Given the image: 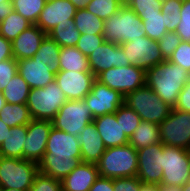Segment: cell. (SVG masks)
<instances>
[{
  "label": "cell",
  "instance_id": "obj_1",
  "mask_svg": "<svg viewBox=\"0 0 190 191\" xmlns=\"http://www.w3.org/2000/svg\"><path fill=\"white\" fill-rule=\"evenodd\" d=\"M81 150L78 137L52 127L43 158L39 161V172L62 180L80 163Z\"/></svg>",
  "mask_w": 190,
  "mask_h": 191
},
{
  "label": "cell",
  "instance_id": "obj_2",
  "mask_svg": "<svg viewBox=\"0 0 190 191\" xmlns=\"http://www.w3.org/2000/svg\"><path fill=\"white\" fill-rule=\"evenodd\" d=\"M190 80V74L181 66L164 60L146 71L145 84L162 101L174 108L178 95Z\"/></svg>",
  "mask_w": 190,
  "mask_h": 191
},
{
  "label": "cell",
  "instance_id": "obj_3",
  "mask_svg": "<svg viewBox=\"0 0 190 191\" xmlns=\"http://www.w3.org/2000/svg\"><path fill=\"white\" fill-rule=\"evenodd\" d=\"M99 175L104 178L137 176V150L128 144L106 148L97 163Z\"/></svg>",
  "mask_w": 190,
  "mask_h": 191
},
{
  "label": "cell",
  "instance_id": "obj_4",
  "mask_svg": "<svg viewBox=\"0 0 190 191\" xmlns=\"http://www.w3.org/2000/svg\"><path fill=\"white\" fill-rule=\"evenodd\" d=\"M103 36L106 42L122 44L146 36L141 18L127 5L104 20Z\"/></svg>",
  "mask_w": 190,
  "mask_h": 191
},
{
  "label": "cell",
  "instance_id": "obj_5",
  "mask_svg": "<svg viewBox=\"0 0 190 191\" xmlns=\"http://www.w3.org/2000/svg\"><path fill=\"white\" fill-rule=\"evenodd\" d=\"M124 103L141 118L155 124L162 123L170 114L172 107L146 84L124 97Z\"/></svg>",
  "mask_w": 190,
  "mask_h": 191
},
{
  "label": "cell",
  "instance_id": "obj_6",
  "mask_svg": "<svg viewBox=\"0 0 190 191\" xmlns=\"http://www.w3.org/2000/svg\"><path fill=\"white\" fill-rule=\"evenodd\" d=\"M66 101L68 98L54 81L44 88H32L26 104L32 119L52 121Z\"/></svg>",
  "mask_w": 190,
  "mask_h": 191
},
{
  "label": "cell",
  "instance_id": "obj_7",
  "mask_svg": "<svg viewBox=\"0 0 190 191\" xmlns=\"http://www.w3.org/2000/svg\"><path fill=\"white\" fill-rule=\"evenodd\" d=\"M38 173V163L34 161L0 156L1 188L29 191Z\"/></svg>",
  "mask_w": 190,
  "mask_h": 191
},
{
  "label": "cell",
  "instance_id": "obj_8",
  "mask_svg": "<svg viewBox=\"0 0 190 191\" xmlns=\"http://www.w3.org/2000/svg\"><path fill=\"white\" fill-rule=\"evenodd\" d=\"M161 185L184 186L190 177L189 150L164 145Z\"/></svg>",
  "mask_w": 190,
  "mask_h": 191
},
{
  "label": "cell",
  "instance_id": "obj_9",
  "mask_svg": "<svg viewBox=\"0 0 190 191\" xmlns=\"http://www.w3.org/2000/svg\"><path fill=\"white\" fill-rule=\"evenodd\" d=\"M93 115L84 100H68L52 120L55 129L78 136L93 121Z\"/></svg>",
  "mask_w": 190,
  "mask_h": 191
},
{
  "label": "cell",
  "instance_id": "obj_10",
  "mask_svg": "<svg viewBox=\"0 0 190 191\" xmlns=\"http://www.w3.org/2000/svg\"><path fill=\"white\" fill-rule=\"evenodd\" d=\"M146 72L135 65L111 67L101 72L96 80L124 97L145 85Z\"/></svg>",
  "mask_w": 190,
  "mask_h": 191
},
{
  "label": "cell",
  "instance_id": "obj_11",
  "mask_svg": "<svg viewBox=\"0 0 190 191\" xmlns=\"http://www.w3.org/2000/svg\"><path fill=\"white\" fill-rule=\"evenodd\" d=\"M164 145L190 149V113L172 108L169 116L159 124Z\"/></svg>",
  "mask_w": 190,
  "mask_h": 191
},
{
  "label": "cell",
  "instance_id": "obj_12",
  "mask_svg": "<svg viewBox=\"0 0 190 191\" xmlns=\"http://www.w3.org/2000/svg\"><path fill=\"white\" fill-rule=\"evenodd\" d=\"M130 65H135L145 72L155 65L163 62L158 41L152 40L147 36L139 37L134 41L120 44Z\"/></svg>",
  "mask_w": 190,
  "mask_h": 191
},
{
  "label": "cell",
  "instance_id": "obj_13",
  "mask_svg": "<svg viewBox=\"0 0 190 191\" xmlns=\"http://www.w3.org/2000/svg\"><path fill=\"white\" fill-rule=\"evenodd\" d=\"M164 144L158 143L137 150V177L142 183L161 185Z\"/></svg>",
  "mask_w": 190,
  "mask_h": 191
},
{
  "label": "cell",
  "instance_id": "obj_14",
  "mask_svg": "<svg viewBox=\"0 0 190 191\" xmlns=\"http://www.w3.org/2000/svg\"><path fill=\"white\" fill-rule=\"evenodd\" d=\"M83 100L87 103L93 118H96L105 114L115 113L124 103V96L95 80L91 91Z\"/></svg>",
  "mask_w": 190,
  "mask_h": 191
},
{
  "label": "cell",
  "instance_id": "obj_15",
  "mask_svg": "<svg viewBox=\"0 0 190 191\" xmlns=\"http://www.w3.org/2000/svg\"><path fill=\"white\" fill-rule=\"evenodd\" d=\"M52 121L32 119L27 124V135L23 145V159L36 163L43 158L52 129Z\"/></svg>",
  "mask_w": 190,
  "mask_h": 191
},
{
  "label": "cell",
  "instance_id": "obj_16",
  "mask_svg": "<svg viewBox=\"0 0 190 191\" xmlns=\"http://www.w3.org/2000/svg\"><path fill=\"white\" fill-rule=\"evenodd\" d=\"M96 77L91 71H64L55 75V82L65 93L68 100H83L91 91Z\"/></svg>",
  "mask_w": 190,
  "mask_h": 191
},
{
  "label": "cell",
  "instance_id": "obj_17",
  "mask_svg": "<svg viewBox=\"0 0 190 191\" xmlns=\"http://www.w3.org/2000/svg\"><path fill=\"white\" fill-rule=\"evenodd\" d=\"M91 72L97 77L111 67L130 65L122 47L117 43L104 42L88 57Z\"/></svg>",
  "mask_w": 190,
  "mask_h": 191
},
{
  "label": "cell",
  "instance_id": "obj_18",
  "mask_svg": "<svg viewBox=\"0 0 190 191\" xmlns=\"http://www.w3.org/2000/svg\"><path fill=\"white\" fill-rule=\"evenodd\" d=\"M76 10L69 0L46 2L35 25L45 33H48L58 24L72 22Z\"/></svg>",
  "mask_w": 190,
  "mask_h": 191
},
{
  "label": "cell",
  "instance_id": "obj_19",
  "mask_svg": "<svg viewBox=\"0 0 190 191\" xmlns=\"http://www.w3.org/2000/svg\"><path fill=\"white\" fill-rule=\"evenodd\" d=\"M17 64L18 73L31 89L44 88L47 84L55 81V74L42 61L28 58L17 60Z\"/></svg>",
  "mask_w": 190,
  "mask_h": 191
},
{
  "label": "cell",
  "instance_id": "obj_20",
  "mask_svg": "<svg viewBox=\"0 0 190 191\" xmlns=\"http://www.w3.org/2000/svg\"><path fill=\"white\" fill-rule=\"evenodd\" d=\"M99 177L97 164L81 162L61 180L62 191H89Z\"/></svg>",
  "mask_w": 190,
  "mask_h": 191
},
{
  "label": "cell",
  "instance_id": "obj_21",
  "mask_svg": "<svg viewBox=\"0 0 190 191\" xmlns=\"http://www.w3.org/2000/svg\"><path fill=\"white\" fill-rule=\"evenodd\" d=\"M47 36L37 25H32L23 31L12 43L15 60L32 58L38 51L42 41Z\"/></svg>",
  "mask_w": 190,
  "mask_h": 191
},
{
  "label": "cell",
  "instance_id": "obj_22",
  "mask_svg": "<svg viewBox=\"0 0 190 191\" xmlns=\"http://www.w3.org/2000/svg\"><path fill=\"white\" fill-rule=\"evenodd\" d=\"M94 125L106 148L128 144L129 138L117 122L115 113L105 114L93 119Z\"/></svg>",
  "mask_w": 190,
  "mask_h": 191
},
{
  "label": "cell",
  "instance_id": "obj_23",
  "mask_svg": "<svg viewBox=\"0 0 190 191\" xmlns=\"http://www.w3.org/2000/svg\"><path fill=\"white\" fill-rule=\"evenodd\" d=\"M77 137L80 144L82 162L97 164L106 147L97 132L94 122L92 121L85 126L83 132Z\"/></svg>",
  "mask_w": 190,
  "mask_h": 191
},
{
  "label": "cell",
  "instance_id": "obj_24",
  "mask_svg": "<svg viewBox=\"0 0 190 191\" xmlns=\"http://www.w3.org/2000/svg\"><path fill=\"white\" fill-rule=\"evenodd\" d=\"M27 135V125L14 126L0 145V156L23 159V145Z\"/></svg>",
  "mask_w": 190,
  "mask_h": 191
},
{
  "label": "cell",
  "instance_id": "obj_25",
  "mask_svg": "<svg viewBox=\"0 0 190 191\" xmlns=\"http://www.w3.org/2000/svg\"><path fill=\"white\" fill-rule=\"evenodd\" d=\"M128 143L136 150L161 143L159 125L141 120L139 126L129 137Z\"/></svg>",
  "mask_w": 190,
  "mask_h": 191
},
{
  "label": "cell",
  "instance_id": "obj_26",
  "mask_svg": "<svg viewBox=\"0 0 190 191\" xmlns=\"http://www.w3.org/2000/svg\"><path fill=\"white\" fill-rule=\"evenodd\" d=\"M59 67L64 71H91L88 57L83 55L76 47H61Z\"/></svg>",
  "mask_w": 190,
  "mask_h": 191
},
{
  "label": "cell",
  "instance_id": "obj_27",
  "mask_svg": "<svg viewBox=\"0 0 190 191\" xmlns=\"http://www.w3.org/2000/svg\"><path fill=\"white\" fill-rule=\"evenodd\" d=\"M60 49L61 47L47 35L32 58L46 63L49 69L56 75L60 71Z\"/></svg>",
  "mask_w": 190,
  "mask_h": 191
},
{
  "label": "cell",
  "instance_id": "obj_28",
  "mask_svg": "<svg viewBox=\"0 0 190 191\" xmlns=\"http://www.w3.org/2000/svg\"><path fill=\"white\" fill-rule=\"evenodd\" d=\"M73 21L81 34L103 35L104 20L86 9L76 10Z\"/></svg>",
  "mask_w": 190,
  "mask_h": 191
},
{
  "label": "cell",
  "instance_id": "obj_29",
  "mask_svg": "<svg viewBox=\"0 0 190 191\" xmlns=\"http://www.w3.org/2000/svg\"><path fill=\"white\" fill-rule=\"evenodd\" d=\"M31 88L19 73L5 86L2 91L6 103L10 104H26Z\"/></svg>",
  "mask_w": 190,
  "mask_h": 191
},
{
  "label": "cell",
  "instance_id": "obj_30",
  "mask_svg": "<svg viewBox=\"0 0 190 191\" xmlns=\"http://www.w3.org/2000/svg\"><path fill=\"white\" fill-rule=\"evenodd\" d=\"M0 119L10 128L19 125H27L32 121L27 104L5 103L0 111Z\"/></svg>",
  "mask_w": 190,
  "mask_h": 191
},
{
  "label": "cell",
  "instance_id": "obj_31",
  "mask_svg": "<svg viewBox=\"0 0 190 191\" xmlns=\"http://www.w3.org/2000/svg\"><path fill=\"white\" fill-rule=\"evenodd\" d=\"M32 25L33 24H31L26 18H23L13 10V12L0 22V35L6 40L12 42Z\"/></svg>",
  "mask_w": 190,
  "mask_h": 191
},
{
  "label": "cell",
  "instance_id": "obj_32",
  "mask_svg": "<svg viewBox=\"0 0 190 191\" xmlns=\"http://www.w3.org/2000/svg\"><path fill=\"white\" fill-rule=\"evenodd\" d=\"M47 35L60 47H75L81 33L76 29L74 21L58 24Z\"/></svg>",
  "mask_w": 190,
  "mask_h": 191
},
{
  "label": "cell",
  "instance_id": "obj_33",
  "mask_svg": "<svg viewBox=\"0 0 190 191\" xmlns=\"http://www.w3.org/2000/svg\"><path fill=\"white\" fill-rule=\"evenodd\" d=\"M14 11L35 25L42 12L45 0H11Z\"/></svg>",
  "mask_w": 190,
  "mask_h": 191
},
{
  "label": "cell",
  "instance_id": "obj_34",
  "mask_svg": "<svg viewBox=\"0 0 190 191\" xmlns=\"http://www.w3.org/2000/svg\"><path fill=\"white\" fill-rule=\"evenodd\" d=\"M142 20L143 29L146 36L152 40L158 41L168 31L165 27V20L162 12L159 14H151L139 16Z\"/></svg>",
  "mask_w": 190,
  "mask_h": 191
},
{
  "label": "cell",
  "instance_id": "obj_35",
  "mask_svg": "<svg viewBox=\"0 0 190 191\" xmlns=\"http://www.w3.org/2000/svg\"><path fill=\"white\" fill-rule=\"evenodd\" d=\"M183 0H163L161 12L165 20L167 31H176L181 21L180 10Z\"/></svg>",
  "mask_w": 190,
  "mask_h": 191
},
{
  "label": "cell",
  "instance_id": "obj_36",
  "mask_svg": "<svg viewBox=\"0 0 190 191\" xmlns=\"http://www.w3.org/2000/svg\"><path fill=\"white\" fill-rule=\"evenodd\" d=\"M117 122H120L122 130L129 138L141 122L140 116L125 103L115 112Z\"/></svg>",
  "mask_w": 190,
  "mask_h": 191
},
{
  "label": "cell",
  "instance_id": "obj_37",
  "mask_svg": "<svg viewBox=\"0 0 190 191\" xmlns=\"http://www.w3.org/2000/svg\"><path fill=\"white\" fill-rule=\"evenodd\" d=\"M122 7L118 0H91L86 10L102 20H107Z\"/></svg>",
  "mask_w": 190,
  "mask_h": 191
},
{
  "label": "cell",
  "instance_id": "obj_38",
  "mask_svg": "<svg viewBox=\"0 0 190 191\" xmlns=\"http://www.w3.org/2000/svg\"><path fill=\"white\" fill-rule=\"evenodd\" d=\"M163 0H130L127 4L138 16L159 14Z\"/></svg>",
  "mask_w": 190,
  "mask_h": 191
},
{
  "label": "cell",
  "instance_id": "obj_39",
  "mask_svg": "<svg viewBox=\"0 0 190 191\" xmlns=\"http://www.w3.org/2000/svg\"><path fill=\"white\" fill-rule=\"evenodd\" d=\"M105 42L103 35L81 34L76 48L85 56L89 57L100 45Z\"/></svg>",
  "mask_w": 190,
  "mask_h": 191
},
{
  "label": "cell",
  "instance_id": "obj_40",
  "mask_svg": "<svg viewBox=\"0 0 190 191\" xmlns=\"http://www.w3.org/2000/svg\"><path fill=\"white\" fill-rule=\"evenodd\" d=\"M29 191H62L61 180L39 172Z\"/></svg>",
  "mask_w": 190,
  "mask_h": 191
},
{
  "label": "cell",
  "instance_id": "obj_41",
  "mask_svg": "<svg viewBox=\"0 0 190 191\" xmlns=\"http://www.w3.org/2000/svg\"><path fill=\"white\" fill-rule=\"evenodd\" d=\"M180 17L176 33L181 41L190 42V0H183Z\"/></svg>",
  "mask_w": 190,
  "mask_h": 191
},
{
  "label": "cell",
  "instance_id": "obj_42",
  "mask_svg": "<svg viewBox=\"0 0 190 191\" xmlns=\"http://www.w3.org/2000/svg\"><path fill=\"white\" fill-rule=\"evenodd\" d=\"M181 42L176 31H168L159 40V48L165 60H168Z\"/></svg>",
  "mask_w": 190,
  "mask_h": 191
},
{
  "label": "cell",
  "instance_id": "obj_43",
  "mask_svg": "<svg viewBox=\"0 0 190 191\" xmlns=\"http://www.w3.org/2000/svg\"><path fill=\"white\" fill-rule=\"evenodd\" d=\"M168 60L181 66L190 74V42L181 41Z\"/></svg>",
  "mask_w": 190,
  "mask_h": 191
},
{
  "label": "cell",
  "instance_id": "obj_44",
  "mask_svg": "<svg viewBox=\"0 0 190 191\" xmlns=\"http://www.w3.org/2000/svg\"><path fill=\"white\" fill-rule=\"evenodd\" d=\"M18 73V64L17 60L14 58L6 59L4 61H0V92L5 89V86L9 83Z\"/></svg>",
  "mask_w": 190,
  "mask_h": 191
},
{
  "label": "cell",
  "instance_id": "obj_45",
  "mask_svg": "<svg viewBox=\"0 0 190 191\" xmlns=\"http://www.w3.org/2000/svg\"><path fill=\"white\" fill-rule=\"evenodd\" d=\"M141 183L137 176L113 178L114 191H139Z\"/></svg>",
  "mask_w": 190,
  "mask_h": 191
},
{
  "label": "cell",
  "instance_id": "obj_46",
  "mask_svg": "<svg viewBox=\"0 0 190 191\" xmlns=\"http://www.w3.org/2000/svg\"><path fill=\"white\" fill-rule=\"evenodd\" d=\"M174 109L190 113V80L179 93Z\"/></svg>",
  "mask_w": 190,
  "mask_h": 191
},
{
  "label": "cell",
  "instance_id": "obj_47",
  "mask_svg": "<svg viewBox=\"0 0 190 191\" xmlns=\"http://www.w3.org/2000/svg\"><path fill=\"white\" fill-rule=\"evenodd\" d=\"M89 191H114L113 179L100 176Z\"/></svg>",
  "mask_w": 190,
  "mask_h": 191
},
{
  "label": "cell",
  "instance_id": "obj_48",
  "mask_svg": "<svg viewBox=\"0 0 190 191\" xmlns=\"http://www.w3.org/2000/svg\"><path fill=\"white\" fill-rule=\"evenodd\" d=\"M10 58H14L12 52V43L0 35V61Z\"/></svg>",
  "mask_w": 190,
  "mask_h": 191
},
{
  "label": "cell",
  "instance_id": "obj_49",
  "mask_svg": "<svg viewBox=\"0 0 190 191\" xmlns=\"http://www.w3.org/2000/svg\"><path fill=\"white\" fill-rule=\"evenodd\" d=\"M14 8L11 1H5L0 3V22L4 20Z\"/></svg>",
  "mask_w": 190,
  "mask_h": 191
},
{
  "label": "cell",
  "instance_id": "obj_50",
  "mask_svg": "<svg viewBox=\"0 0 190 191\" xmlns=\"http://www.w3.org/2000/svg\"><path fill=\"white\" fill-rule=\"evenodd\" d=\"M10 129L11 128L0 119V145L5 140Z\"/></svg>",
  "mask_w": 190,
  "mask_h": 191
},
{
  "label": "cell",
  "instance_id": "obj_51",
  "mask_svg": "<svg viewBox=\"0 0 190 191\" xmlns=\"http://www.w3.org/2000/svg\"><path fill=\"white\" fill-rule=\"evenodd\" d=\"M74 6L75 8L78 9H86L88 3L91 0H69Z\"/></svg>",
  "mask_w": 190,
  "mask_h": 191
},
{
  "label": "cell",
  "instance_id": "obj_52",
  "mask_svg": "<svg viewBox=\"0 0 190 191\" xmlns=\"http://www.w3.org/2000/svg\"><path fill=\"white\" fill-rule=\"evenodd\" d=\"M139 191H159V185L141 183Z\"/></svg>",
  "mask_w": 190,
  "mask_h": 191
},
{
  "label": "cell",
  "instance_id": "obj_53",
  "mask_svg": "<svg viewBox=\"0 0 190 191\" xmlns=\"http://www.w3.org/2000/svg\"><path fill=\"white\" fill-rule=\"evenodd\" d=\"M159 191H181V186L159 185Z\"/></svg>",
  "mask_w": 190,
  "mask_h": 191
},
{
  "label": "cell",
  "instance_id": "obj_54",
  "mask_svg": "<svg viewBox=\"0 0 190 191\" xmlns=\"http://www.w3.org/2000/svg\"><path fill=\"white\" fill-rule=\"evenodd\" d=\"M181 191H190V177H189L187 183L181 187Z\"/></svg>",
  "mask_w": 190,
  "mask_h": 191
},
{
  "label": "cell",
  "instance_id": "obj_55",
  "mask_svg": "<svg viewBox=\"0 0 190 191\" xmlns=\"http://www.w3.org/2000/svg\"><path fill=\"white\" fill-rule=\"evenodd\" d=\"M5 103V98L3 97L2 92H0V111L4 107Z\"/></svg>",
  "mask_w": 190,
  "mask_h": 191
},
{
  "label": "cell",
  "instance_id": "obj_56",
  "mask_svg": "<svg viewBox=\"0 0 190 191\" xmlns=\"http://www.w3.org/2000/svg\"><path fill=\"white\" fill-rule=\"evenodd\" d=\"M118 1L121 3L122 6H125L130 2V0H118Z\"/></svg>",
  "mask_w": 190,
  "mask_h": 191
},
{
  "label": "cell",
  "instance_id": "obj_57",
  "mask_svg": "<svg viewBox=\"0 0 190 191\" xmlns=\"http://www.w3.org/2000/svg\"><path fill=\"white\" fill-rule=\"evenodd\" d=\"M2 191H20V190L11 189V188H2Z\"/></svg>",
  "mask_w": 190,
  "mask_h": 191
},
{
  "label": "cell",
  "instance_id": "obj_58",
  "mask_svg": "<svg viewBox=\"0 0 190 191\" xmlns=\"http://www.w3.org/2000/svg\"><path fill=\"white\" fill-rule=\"evenodd\" d=\"M5 1H11V0H0V3H1V2H5Z\"/></svg>",
  "mask_w": 190,
  "mask_h": 191
}]
</instances>
